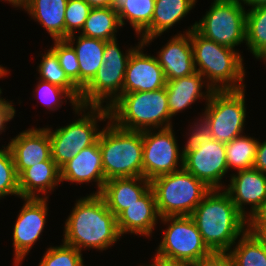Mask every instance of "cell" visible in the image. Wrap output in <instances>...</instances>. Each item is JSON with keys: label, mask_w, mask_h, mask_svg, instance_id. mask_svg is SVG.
Wrapping results in <instances>:
<instances>
[{"label": "cell", "mask_w": 266, "mask_h": 266, "mask_svg": "<svg viewBox=\"0 0 266 266\" xmlns=\"http://www.w3.org/2000/svg\"><path fill=\"white\" fill-rule=\"evenodd\" d=\"M74 205L65 221L62 242L79 251L87 248L104 251L120 241L116 216L100 194L93 192L76 200Z\"/></svg>", "instance_id": "cell-1"}, {"label": "cell", "mask_w": 266, "mask_h": 266, "mask_svg": "<svg viewBox=\"0 0 266 266\" xmlns=\"http://www.w3.org/2000/svg\"><path fill=\"white\" fill-rule=\"evenodd\" d=\"M191 217L211 252H228L247 231V218L225 189H211Z\"/></svg>", "instance_id": "cell-2"}, {"label": "cell", "mask_w": 266, "mask_h": 266, "mask_svg": "<svg viewBox=\"0 0 266 266\" xmlns=\"http://www.w3.org/2000/svg\"><path fill=\"white\" fill-rule=\"evenodd\" d=\"M190 38L196 72L213 90L245 88L246 69L241 53L204 37L195 28L190 30Z\"/></svg>", "instance_id": "cell-3"}, {"label": "cell", "mask_w": 266, "mask_h": 266, "mask_svg": "<svg viewBox=\"0 0 266 266\" xmlns=\"http://www.w3.org/2000/svg\"><path fill=\"white\" fill-rule=\"evenodd\" d=\"M108 109L110 121L122 129L145 131L173 127L166 86L154 91L122 93Z\"/></svg>", "instance_id": "cell-4"}, {"label": "cell", "mask_w": 266, "mask_h": 266, "mask_svg": "<svg viewBox=\"0 0 266 266\" xmlns=\"http://www.w3.org/2000/svg\"><path fill=\"white\" fill-rule=\"evenodd\" d=\"M99 135V148L106 181L143 177L142 131H131L108 120Z\"/></svg>", "instance_id": "cell-5"}, {"label": "cell", "mask_w": 266, "mask_h": 266, "mask_svg": "<svg viewBox=\"0 0 266 266\" xmlns=\"http://www.w3.org/2000/svg\"><path fill=\"white\" fill-rule=\"evenodd\" d=\"M74 112L78 116L82 114L81 118L64 127L59 126L55 131L49 127L45 128L51 141L52 159L59 168L83 149L95 144L102 131L97 123L110 120V112L106 106L79 105Z\"/></svg>", "instance_id": "cell-6"}, {"label": "cell", "mask_w": 266, "mask_h": 266, "mask_svg": "<svg viewBox=\"0 0 266 266\" xmlns=\"http://www.w3.org/2000/svg\"><path fill=\"white\" fill-rule=\"evenodd\" d=\"M151 188L161 218L191 216L194 209L211 190L184 168L153 178Z\"/></svg>", "instance_id": "cell-7"}, {"label": "cell", "mask_w": 266, "mask_h": 266, "mask_svg": "<svg viewBox=\"0 0 266 266\" xmlns=\"http://www.w3.org/2000/svg\"><path fill=\"white\" fill-rule=\"evenodd\" d=\"M125 50L119 48L117 39L106 41L103 53L104 63L94 78L81 90L80 105L110 107L123 93L125 72L131 53L142 43ZM107 101V102H106Z\"/></svg>", "instance_id": "cell-8"}, {"label": "cell", "mask_w": 266, "mask_h": 266, "mask_svg": "<svg viewBox=\"0 0 266 266\" xmlns=\"http://www.w3.org/2000/svg\"><path fill=\"white\" fill-rule=\"evenodd\" d=\"M202 116L210 126L211 138L228 143L243 135L246 120L245 89L214 90Z\"/></svg>", "instance_id": "cell-9"}, {"label": "cell", "mask_w": 266, "mask_h": 266, "mask_svg": "<svg viewBox=\"0 0 266 266\" xmlns=\"http://www.w3.org/2000/svg\"><path fill=\"white\" fill-rule=\"evenodd\" d=\"M159 220L168 227L163 231L155 257L193 264L211 253L191 216H167Z\"/></svg>", "instance_id": "cell-10"}, {"label": "cell", "mask_w": 266, "mask_h": 266, "mask_svg": "<svg viewBox=\"0 0 266 266\" xmlns=\"http://www.w3.org/2000/svg\"><path fill=\"white\" fill-rule=\"evenodd\" d=\"M245 5L238 1H214L195 29L204 37L234 50L246 43Z\"/></svg>", "instance_id": "cell-11"}, {"label": "cell", "mask_w": 266, "mask_h": 266, "mask_svg": "<svg viewBox=\"0 0 266 266\" xmlns=\"http://www.w3.org/2000/svg\"><path fill=\"white\" fill-rule=\"evenodd\" d=\"M152 131H142L143 177L150 181L183 168V155L173 127Z\"/></svg>", "instance_id": "cell-12"}, {"label": "cell", "mask_w": 266, "mask_h": 266, "mask_svg": "<svg viewBox=\"0 0 266 266\" xmlns=\"http://www.w3.org/2000/svg\"><path fill=\"white\" fill-rule=\"evenodd\" d=\"M23 198L24 204L13 228L14 264L20 266L40 238L48 215V198Z\"/></svg>", "instance_id": "cell-13"}, {"label": "cell", "mask_w": 266, "mask_h": 266, "mask_svg": "<svg viewBox=\"0 0 266 266\" xmlns=\"http://www.w3.org/2000/svg\"><path fill=\"white\" fill-rule=\"evenodd\" d=\"M183 168L210 189H225L221 181L228 172L225 143L211 138L183 157Z\"/></svg>", "instance_id": "cell-14"}, {"label": "cell", "mask_w": 266, "mask_h": 266, "mask_svg": "<svg viewBox=\"0 0 266 266\" xmlns=\"http://www.w3.org/2000/svg\"><path fill=\"white\" fill-rule=\"evenodd\" d=\"M145 45H140L131 53L123 83V93L145 92L166 86L163 69L155 56L143 53Z\"/></svg>", "instance_id": "cell-15"}, {"label": "cell", "mask_w": 266, "mask_h": 266, "mask_svg": "<svg viewBox=\"0 0 266 266\" xmlns=\"http://www.w3.org/2000/svg\"><path fill=\"white\" fill-rule=\"evenodd\" d=\"M8 145L13 155L15 169L19 175L24 169L40 162L53 160L48 131L43 128H29L10 139Z\"/></svg>", "instance_id": "cell-16"}, {"label": "cell", "mask_w": 266, "mask_h": 266, "mask_svg": "<svg viewBox=\"0 0 266 266\" xmlns=\"http://www.w3.org/2000/svg\"><path fill=\"white\" fill-rule=\"evenodd\" d=\"M230 175V184L225 190L237 209L248 218L266 201V174L250 168ZM246 205L250 206L249 212L245 210Z\"/></svg>", "instance_id": "cell-17"}, {"label": "cell", "mask_w": 266, "mask_h": 266, "mask_svg": "<svg viewBox=\"0 0 266 266\" xmlns=\"http://www.w3.org/2000/svg\"><path fill=\"white\" fill-rule=\"evenodd\" d=\"M194 25L190 26L186 32L178 33L169 39L157 53V60L163 69L166 81L177 78L187 77L196 72L194 65L193 47L191 44L190 30L194 29Z\"/></svg>", "instance_id": "cell-18"}, {"label": "cell", "mask_w": 266, "mask_h": 266, "mask_svg": "<svg viewBox=\"0 0 266 266\" xmlns=\"http://www.w3.org/2000/svg\"><path fill=\"white\" fill-rule=\"evenodd\" d=\"M60 181L77 184L93 181L96 182L98 188L95 194L101 193L106 179L103 172L99 138L95 144L83 149L60 168Z\"/></svg>", "instance_id": "cell-19"}, {"label": "cell", "mask_w": 266, "mask_h": 266, "mask_svg": "<svg viewBox=\"0 0 266 266\" xmlns=\"http://www.w3.org/2000/svg\"><path fill=\"white\" fill-rule=\"evenodd\" d=\"M159 218L155 195L150 188L137 202L116 217L117 228L121 236L131 233L152 237Z\"/></svg>", "instance_id": "cell-20"}, {"label": "cell", "mask_w": 266, "mask_h": 266, "mask_svg": "<svg viewBox=\"0 0 266 266\" xmlns=\"http://www.w3.org/2000/svg\"><path fill=\"white\" fill-rule=\"evenodd\" d=\"M204 87L206 91L202 92ZM213 91L199 72H195L187 77L166 81V92L171 118L184 109H187V107L189 108L198 99L203 98L206 100V104Z\"/></svg>", "instance_id": "cell-21"}, {"label": "cell", "mask_w": 266, "mask_h": 266, "mask_svg": "<svg viewBox=\"0 0 266 266\" xmlns=\"http://www.w3.org/2000/svg\"><path fill=\"white\" fill-rule=\"evenodd\" d=\"M150 188L151 181L144 177L114 178L105 182L100 195L108 209L117 217Z\"/></svg>", "instance_id": "cell-22"}, {"label": "cell", "mask_w": 266, "mask_h": 266, "mask_svg": "<svg viewBox=\"0 0 266 266\" xmlns=\"http://www.w3.org/2000/svg\"><path fill=\"white\" fill-rule=\"evenodd\" d=\"M59 183L60 168L56 163L53 160L40 162L24 169L18 175L20 198H40V194L45 195L44 198H49L48 191H54Z\"/></svg>", "instance_id": "cell-23"}, {"label": "cell", "mask_w": 266, "mask_h": 266, "mask_svg": "<svg viewBox=\"0 0 266 266\" xmlns=\"http://www.w3.org/2000/svg\"><path fill=\"white\" fill-rule=\"evenodd\" d=\"M197 0H155L151 25L137 37L147 46L162 33L177 24L192 10Z\"/></svg>", "instance_id": "cell-24"}, {"label": "cell", "mask_w": 266, "mask_h": 266, "mask_svg": "<svg viewBox=\"0 0 266 266\" xmlns=\"http://www.w3.org/2000/svg\"><path fill=\"white\" fill-rule=\"evenodd\" d=\"M65 40L76 52L79 62V89L82 90L94 78L99 67L104 63L103 53L106 41L81 34L79 36L70 35Z\"/></svg>", "instance_id": "cell-25"}, {"label": "cell", "mask_w": 266, "mask_h": 266, "mask_svg": "<svg viewBox=\"0 0 266 266\" xmlns=\"http://www.w3.org/2000/svg\"><path fill=\"white\" fill-rule=\"evenodd\" d=\"M68 0H28L22 7L54 40H65V9Z\"/></svg>", "instance_id": "cell-26"}, {"label": "cell", "mask_w": 266, "mask_h": 266, "mask_svg": "<svg viewBox=\"0 0 266 266\" xmlns=\"http://www.w3.org/2000/svg\"><path fill=\"white\" fill-rule=\"evenodd\" d=\"M155 0H113L111 8L117 11L121 26L125 20L141 35L152 22Z\"/></svg>", "instance_id": "cell-27"}, {"label": "cell", "mask_w": 266, "mask_h": 266, "mask_svg": "<svg viewBox=\"0 0 266 266\" xmlns=\"http://www.w3.org/2000/svg\"><path fill=\"white\" fill-rule=\"evenodd\" d=\"M121 27L117 11H114L111 7L91 8L80 34L111 41L117 39L116 33L118 28Z\"/></svg>", "instance_id": "cell-28"}, {"label": "cell", "mask_w": 266, "mask_h": 266, "mask_svg": "<svg viewBox=\"0 0 266 266\" xmlns=\"http://www.w3.org/2000/svg\"><path fill=\"white\" fill-rule=\"evenodd\" d=\"M256 59L266 61V5L249 8L246 14V44Z\"/></svg>", "instance_id": "cell-29"}, {"label": "cell", "mask_w": 266, "mask_h": 266, "mask_svg": "<svg viewBox=\"0 0 266 266\" xmlns=\"http://www.w3.org/2000/svg\"><path fill=\"white\" fill-rule=\"evenodd\" d=\"M227 252L233 266H266V247L247 231Z\"/></svg>", "instance_id": "cell-30"}, {"label": "cell", "mask_w": 266, "mask_h": 266, "mask_svg": "<svg viewBox=\"0 0 266 266\" xmlns=\"http://www.w3.org/2000/svg\"><path fill=\"white\" fill-rule=\"evenodd\" d=\"M259 139L241 135L226 143L228 170L237 171L253 168Z\"/></svg>", "instance_id": "cell-31"}, {"label": "cell", "mask_w": 266, "mask_h": 266, "mask_svg": "<svg viewBox=\"0 0 266 266\" xmlns=\"http://www.w3.org/2000/svg\"><path fill=\"white\" fill-rule=\"evenodd\" d=\"M38 68V79L66 89L79 103L81 90L67 77L61 68L56 53L50 48L42 55Z\"/></svg>", "instance_id": "cell-32"}, {"label": "cell", "mask_w": 266, "mask_h": 266, "mask_svg": "<svg viewBox=\"0 0 266 266\" xmlns=\"http://www.w3.org/2000/svg\"><path fill=\"white\" fill-rule=\"evenodd\" d=\"M2 148L0 149V199L8 195L20 198L18 175L12 152L8 144L2 145Z\"/></svg>", "instance_id": "cell-33"}, {"label": "cell", "mask_w": 266, "mask_h": 266, "mask_svg": "<svg viewBox=\"0 0 266 266\" xmlns=\"http://www.w3.org/2000/svg\"><path fill=\"white\" fill-rule=\"evenodd\" d=\"M37 83L35 91H33L36 95L33 96H37L35 98L39 99V101L41 100L43 105H45L49 111L58 110L63 104V98H65L66 102L67 100L70 101L73 110L80 105V103L66 89L41 79H39Z\"/></svg>", "instance_id": "cell-34"}, {"label": "cell", "mask_w": 266, "mask_h": 266, "mask_svg": "<svg viewBox=\"0 0 266 266\" xmlns=\"http://www.w3.org/2000/svg\"><path fill=\"white\" fill-rule=\"evenodd\" d=\"M81 252L63 242L60 246L47 248L39 266H86Z\"/></svg>", "instance_id": "cell-35"}, {"label": "cell", "mask_w": 266, "mask_h": 266, "mask_svg": "<svg viewBox=\"0 0 266 266\" xmlns=\"http://www.w3.org/2000/svg\"><path fill=\"white\" fill-rule=\"evenodd\" d=\"M51 49L56 53L67 77L79 88V62L73 47L66 40H54Z\"/></svg>", "instance_id": "cell-36"}, {"label": "cell", "mask_w": 266, "mask_h": 266, "mask_svg": "<svg viewBox=\"0 0 266 266\" xmlns=\"http://www.w3.org/2000/svg\"><path fill=\"white\" fill-rule=\"evenodd\" d=\"M91 8L84 0L67 1L65 9V39L83 29Z\"/></svg>", "instance_id": "cell-37"}, {"label": "cell", "mask_w": 266, "mask_h": 266, "mask_svg": "<svg viewBox=\"0 0 266 266\" xmlns=\"http://www.w3.org/2000/svg\"><path fill=\"white\" fill-rule=\"evenodd\" d=\"M194 125H190L189 133L187 134L189 137L187 138V142L184 148H182L183 157L197 150L200 145H203L205 142H208L211 139V131L210 126L207 120L201 115L200 119L193 123Z\"/></svg>", "instance_id": "cell-38"}, {"label": "cell", "mask_w": 266, "mask_h": 266, "mask_svg": "<svg viewBox=\"0 0 266 266\" xmlns=\"http://www.w3.org/2000/svg\"><path fill=\"white\" fill-rule=\"evenodd\" d=\"M192 266H233L230 255L227 252H211Z\"/></svg>", "instance_id": "cell-39"}, {"label": "cell", "mask_w": 266, "mask_h": 266, "mask_svg": "<svg viewBox=\"0 0 266 266\" xmlns=\"http://www.w3.org/2000/svg\"><path fill=\"white\" fill-rule=\"evenodd\" d=\"M12 101H7L0 95V134L5 132L6 123L15 117L16 110Z\"/></svg>", "instance_id": "cell-40"}, {"label": "cell", "mask_w": 266, "mask_h": 266, "mask_svg": "<svg viewBox=\"0 0 266 266\" xmlns=\"http://www.w3.org/2000/svg\"><path fill=\"white\" fill-rule=\"evenodd\" d=\"M247 232L266 247V223H247Z\"/></svg>", "instance_id": "cell-41"}, {"label": "cell", "mask_w": 266, "mask_h": 266, "mask_svg": "<svg viewBox=\"0 0 266 266\" xmlns=\"http://www.w3.org/2000/svg\"><path fill=\"white\" fill-rule=\"evenodd\" d=\"M253 168L266 174V140L258 142Z\"/></svg>", "instance_id": "cell-42"}, {"label": "cell", "mask_w": 266, "mask_h": 266, "mask_svg": "<svg viewBox=\"0 0 266 266\" xmlns=\"http://www.w3.org/2000/svg\"><path fill=\"white\" fill-rule=\"evenodd\" d=\"M247 223H266V201L247 218Z\"/></svg>", "instance_id": "cell-43"}, {"label": "cell", "mask_w": 266, "mask_h": 266, "mask_svg": "<svg viewBox=\"0 0 266 266\" xmlns=\"http://www.w3.org/2000/svg\"><path fill=\"white\" fill-rule=\"evenodd\" d=\"M92 8L111 7L113 0H84Z\"/></svg>", "instance_id": "cell-44"}, {"label": "cell", "mask_w": 266, "mask_h": 266, "mask_svg": "<svg viewBox=\"0 0 266 266\" xmlns=\"http://www.w3.org/2000/svg\"><path fill=\"white\" fill-rule=\"evenodd\" d=\"M243 5L246 4V6H249L251 8L266 5V0H241L240 1Z\"/></svg>", "instance_id": "cell-45"}, {"label": "cell", "mask_w": 266, "mask_h": 266, "mask_svg": "<svg viewBox=\"0 0 266 266\" xmlns=\"http://www.w3.org/2000/svg\"><path fill=\"white\" fill-rule=\"evenodd\" d=\"M1 1H5L9 4H11L13 7H19V8H22L28 0H1Z\"/></svg>", "instance_id": "cell-46"}, {"label": "cell", "mask_w": 266, "mask_h": 266, "mask_svg": "<svg viewBox=\"0 0 266 266\" xmlns=\"http://www.w3.org/2000/svg\"><path fill=\"white\" fill-rule=\"evenodd\" d=\"M164 266H192V264L188 263V262H178V261L164 260Z\"/></svg>", "instance_id": "cell-47"}, {"label": "cell", "mask_w": 266, "mask_h": 266, "mask_svg": "<svg viewBox=\"0 0 266 266\" xmlns=\"http://www.w3.org/2000/svg\"><path fill=\"white\" fill-rule=\"evenodd\" d=\"M140 266H145V265H140ZM147 266H164V259H159L157 257L152 258V264L147 265Z\"/></svg>", "instance_id": "cell-48"}, {"label": "cell", "mask_w": 266, "mask_h": 266, "mask_svg": "<svg viewBox=\"0 0 266 266\" xmlns=\"http://www.w3.org/2000/svg\"><path fill=\"white\" fill-rule=\"evenodd\" d=\"M8 69H6V67H3L0 65V78L2 77H6L8 75Z\"/></svg>", "instance_id": "cell-49"}, {"label": "cell", "mask_w": 266, "mask_h": 266, "mask_svg": "<svg viewBox=\"0 0 266 266\" xmlns=\"http://www.w3.org/2000/svg\"><path fill=\"white\" fill-rule=\"evenodd\" d=\"M214 1H238L240 2L241 0H214Z\"/></svg>", "instance_id": "cell-50"}]
</instances>
